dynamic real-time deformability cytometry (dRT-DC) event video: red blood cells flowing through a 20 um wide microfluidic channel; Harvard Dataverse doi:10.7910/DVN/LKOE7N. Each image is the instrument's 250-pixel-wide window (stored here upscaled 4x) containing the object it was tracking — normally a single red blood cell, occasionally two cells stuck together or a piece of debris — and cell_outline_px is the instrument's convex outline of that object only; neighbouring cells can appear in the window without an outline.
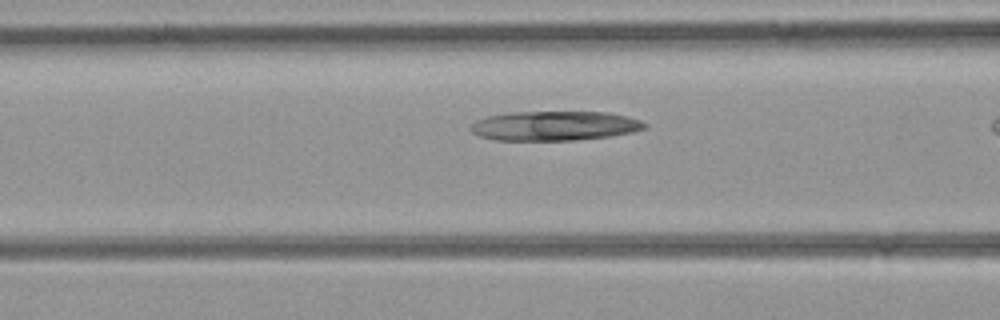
{"species": "common noctule bat (a hibernating species)", "species_latin": "Nyctalus noctula", "temperature_condition": "room temperature", "stored_images_in_passage": 5, "camera_frame_rate_fps": 3000, "um_per_image_px": 0.085, "animal": {"sex": "female", "body_mass_g": 21.9}, "frame": {"image": 1, "passage_image": 4, "time_ms": 1.0, "image_size_px": [1000, 320], "cell_outline_px": [[648, 128], [632, 132], [612, 136], [572, 140], [496, 140], [480, 136], [472, 132], [472, 124], [476, 120], [488, 116], [512, 112], [608, 112], [628, 116], [640, 120], [648, 124]], "centroid_in_image_um": [47.2, 10.69], "position_along_channel_um": 119.4, "area_um2": 29.88}}